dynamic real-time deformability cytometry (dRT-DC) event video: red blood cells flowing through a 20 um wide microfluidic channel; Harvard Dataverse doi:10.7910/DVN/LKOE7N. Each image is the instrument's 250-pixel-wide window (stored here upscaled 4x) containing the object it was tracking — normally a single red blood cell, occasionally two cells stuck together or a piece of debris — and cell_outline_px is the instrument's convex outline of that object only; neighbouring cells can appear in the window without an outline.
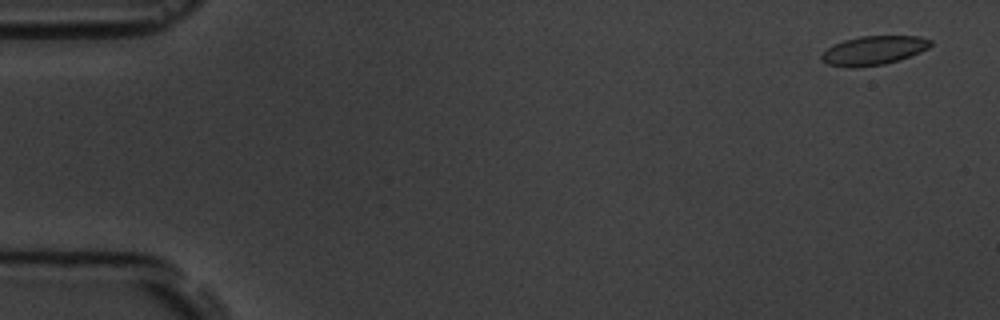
{"species": "common noctule bat (a hibernating species)", "species_latin": "Nyctalus noctula", "temperature_condition": "room temperature", "stored_images_in_passage": 5, "camera_frame_rate_fps": 3000, "um_per_image_px": 0.085, "animal": {"sex": "male", "body_mass_g": 19.5, "forearm_length_mm": 54.6}, "frame": {"image": 1, "passage_image": 1, "time_ms": 0.0, "image_size_px": [1000, 320], "cell_outline_px": [[932, 44], [928, 48], [920, 52], [900, 60], [884, 64], [856, 68], [848, 68], [828, 64], [820, 60], [820, 56], [832, 44], [844, 40], [860, 36], [920, 36], [932, 40]], "centroid_in_image_um": [74.24, 4.29], "position_along_channel_um": 10.8, "area_um2": 18.61}}
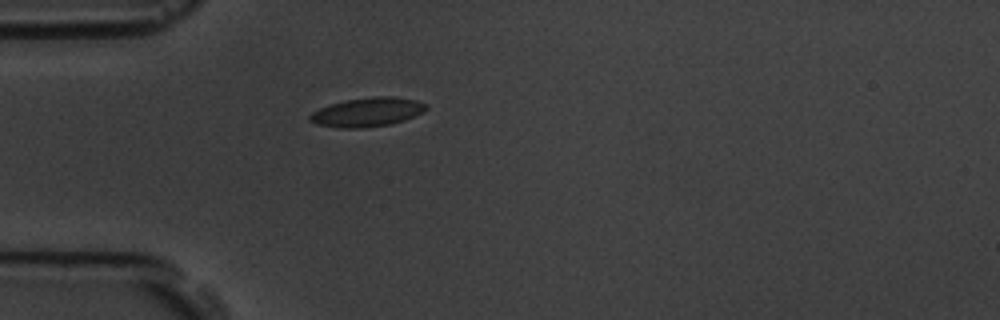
{"frame": {"image": 2, "passage_image": 5, "time_ms": 4.667, "image_size_px": [1000, 320], "cell_outline_px": [[428, 108], [424, 112], [404, 120], [392, 124], [364, 128], [340, 128], [316, 124], [308, 120], [308, 116], [312, 112], [320, 108], [344, 100], [372, 96], [392, 96], [416, 100], [428, 104]], "centroid_in_image_um": [31.24, 9.53], "position_along_channel_um": 53.8, "area_um2": 19.88}}